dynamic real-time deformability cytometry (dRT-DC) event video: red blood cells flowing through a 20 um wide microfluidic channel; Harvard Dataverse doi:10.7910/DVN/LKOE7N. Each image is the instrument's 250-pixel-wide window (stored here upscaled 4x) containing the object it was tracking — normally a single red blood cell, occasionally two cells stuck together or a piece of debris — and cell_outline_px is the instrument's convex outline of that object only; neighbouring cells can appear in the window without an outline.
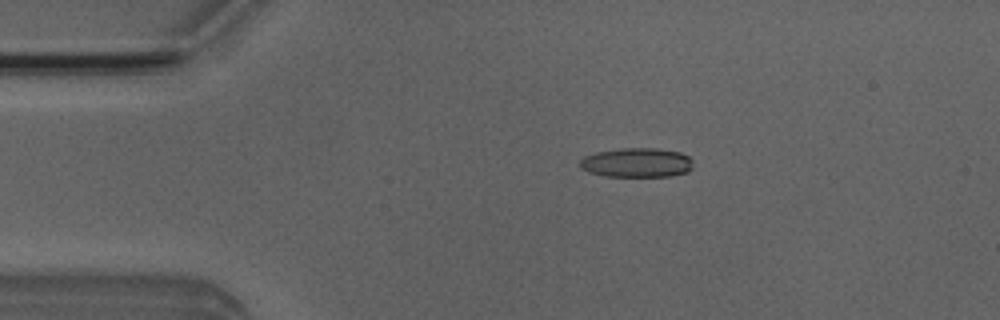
{"species": "Egyptian fruit bat (a non-hibernating species)", "species_latin": "Rousettus aegyptiacus", "temperature_condition": "room temperature", "stored_images_in_passage": 52, "camera_frame_rate_fps": 3000, "um_per_image_px": 0.085, "animal": {"sex": "male"}, "frame": {"image": 1, "passage_image": 10, "time_ms": 3.0, "image_size_px": [1000, 320], "cell_outline_px": [[692, 168], [688, 172], [668, 176], [604, 176], [588, 172], [580, 168], [580, 160], [584, 156], [596, 152], [624, 148], [656, 148], [680, 152], [688, 156], [692, 160]], "centroid_in_image_um": [54.12, 13.82], "position_along_channel_um": 30.9, "area_um2": 19.42}}
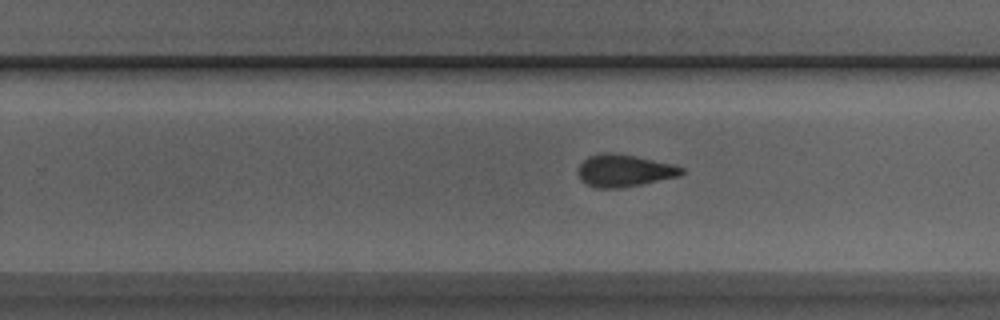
{"frame": {"image": 2, "passage_image": 32, "time_ms": 10.333, "image_size_px": [1000, 320], "cell_outline_px": [[684, 172], [680, 176], [620, 188], [596, 188], [580, 180], [576, 172], [580, 164], [588, 156], [600, 152], [616, 152], [636, 156], [672, 164], [684, 168]], "centroid_in_image_um": [53.02, 14.49], "position_along_channel_um": 276.8, "area_um2": 19.59}}
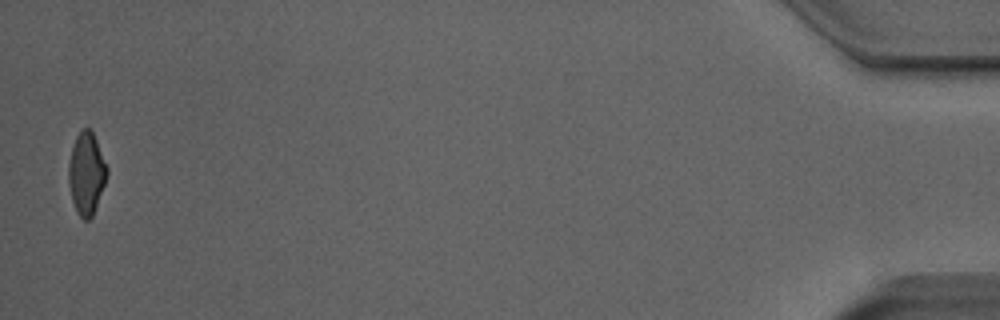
{"frame": {"image": 3, "passage_image": 51, "time_ms": 16.667, "image_size_px": [1000, 320], "cell_outline_px": [[108, 172], [104, 184], [92, 216], [88, 220], [84, 220], [76, 212], [72, 200], [68, 184], [68, 164], [72, 148], [76, 136], [84, 128], [92, 128], [108, 168]], "centroid_in_image_um": [7.34, 14.72], "position_along_channel_um": 427.9, "area_um2": 18.38}, "authors_computed_cell_mechanics": {"area_um2": 19.2185, "velocity_mm_per_s": 3.965, "shape_relaxation_time_tau1_ms": 7.0943, "shape_relaxation_time_tau2_ms": 2.2577, "deformation_change_tau1": 0.1835, "deformation_change_tau2": 0.0926}}